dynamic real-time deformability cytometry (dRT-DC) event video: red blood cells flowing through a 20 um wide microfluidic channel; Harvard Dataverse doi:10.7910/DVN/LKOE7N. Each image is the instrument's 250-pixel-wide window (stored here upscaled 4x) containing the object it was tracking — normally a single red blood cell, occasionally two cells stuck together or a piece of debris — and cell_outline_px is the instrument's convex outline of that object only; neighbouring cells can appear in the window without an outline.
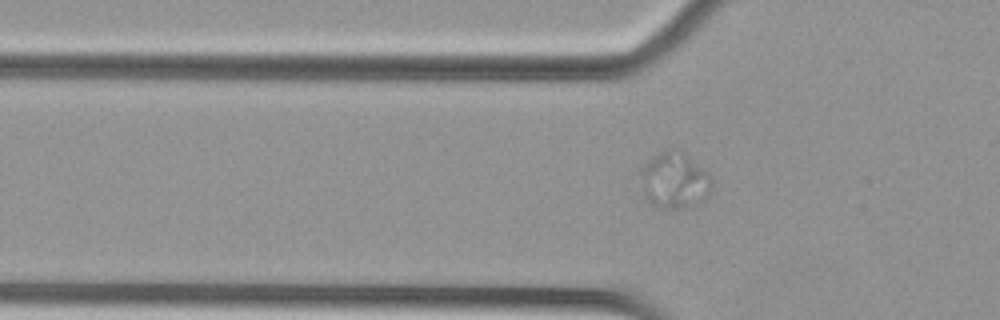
{"species": "Egyptian fruit bat (a non-hibernating species)", "species_latin": "Rousettus aegyptiacus", "temperature_condition": "cold", "stored_images_in_passage": 58, "camera_frame_rate_fps": 3000, "um_per_image_px": 0.085, "animal": {"sex": "female"}, "frame": {"image": 1, "passage_image": 19, "time_ms": 6.0, "image_size_px": [1000, 320], "cell_outline_px": [[712, 192], [704, 200], [696, 204], [684, 208], [656, 208], [648, 204], [644, 196], [640, 172], [640, 168], [652, 156], [668, 148], [684, 152], [708, 176], [712, 184]], "centroid_in_image_um": [57.28, 15.37], "position_along_channel_um": 68.5, "area_um2": 23.35}}
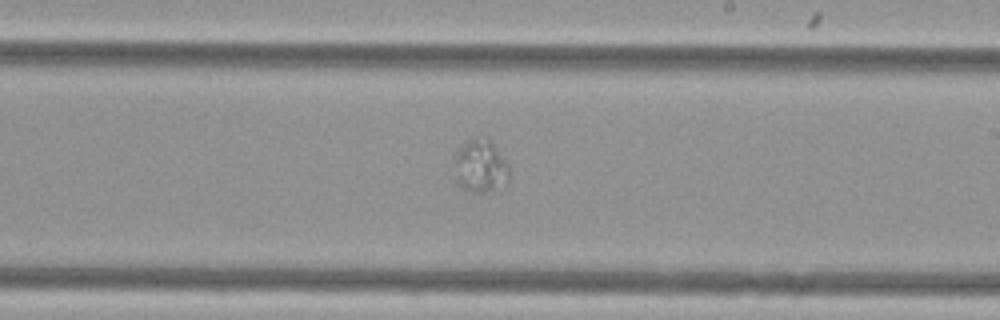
{"frame": {"image": 2, "passage_image": 34, "time_ms": 11.0, "image_size_px": [1000, 320], "cell_outline_px": [[508, 180], [492, 188], [480, 192], [472, 192], [456, 184], [452, 156], [472, 136], [488, 136], [508, 164]], "centroid_in_image_um": [40.76, 14.04], "position_along_channel_um": 248.2, "area_um2": 16.99}}
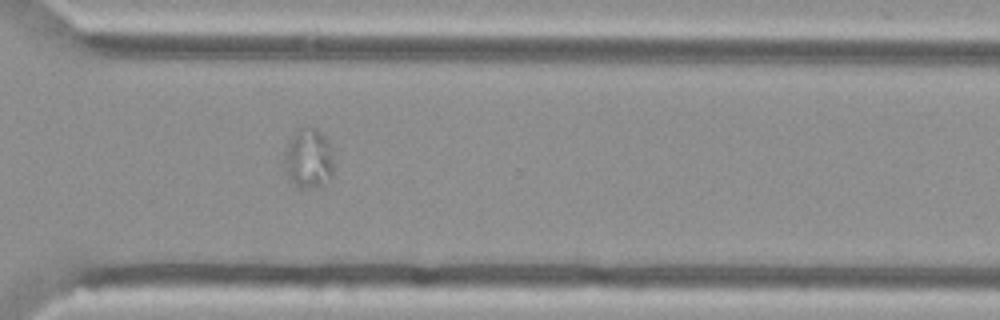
{"frame": {"image": 3, "passage_image": 42, "time_ms": 13.667, "image_size_px": [1000, 320], "cell_outline_px": [[332, 180], [312, 188], [300, 188], [284, 172], [284, 152], [292, 136], [300, 128], [316, 128], [328, 140], [332, 156]], "centroid_in_image_um": [26.22, 13.49], "position_along_channel_um": 344.4, "area_um2": 17.05}}